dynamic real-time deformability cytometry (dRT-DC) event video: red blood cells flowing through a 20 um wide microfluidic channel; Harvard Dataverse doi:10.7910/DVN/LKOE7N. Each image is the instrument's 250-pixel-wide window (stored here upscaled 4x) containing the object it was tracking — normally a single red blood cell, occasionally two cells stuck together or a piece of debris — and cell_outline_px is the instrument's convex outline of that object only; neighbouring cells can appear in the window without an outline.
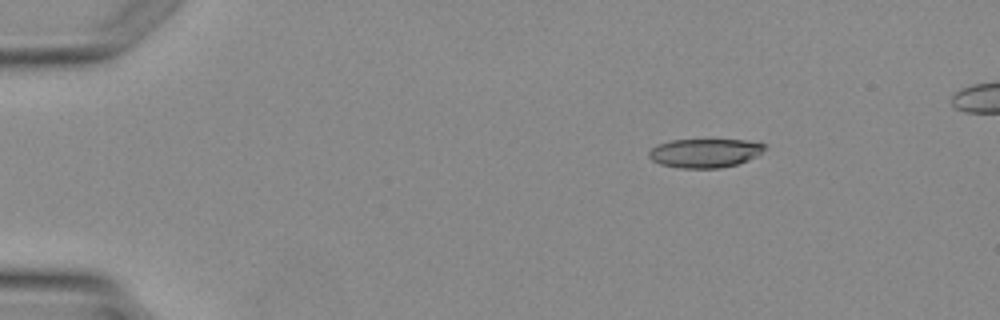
{"species": "Egyptian fruit bat (a non-hibernating species)", "species_latin": "Rousettus aegyptiacus", "temperature_condition": "warm", "stored_images_in_passage": 4, "camera_frame_rate_fps": 3000, "um_per_image_px": 0.085, "animal": {"sex": "female"}, "frame": {"image": 1, "passage_image": 2, "time_ms": 1.333, "image_size_px": [1000, 320], "cell_outline_px": [[768, 148], [756, 156], [748, 160], [736, 164], [720, 168], [680, 168], [660, 164], [652, 160], [648, 156], [648, 152], [656, 144], [672, 140], [748, 140], [768, 144]], "centroid_in_image_um": [59.94, 13.0], "position_along_channel_um": 25.1, "area_um2": 19.65}}